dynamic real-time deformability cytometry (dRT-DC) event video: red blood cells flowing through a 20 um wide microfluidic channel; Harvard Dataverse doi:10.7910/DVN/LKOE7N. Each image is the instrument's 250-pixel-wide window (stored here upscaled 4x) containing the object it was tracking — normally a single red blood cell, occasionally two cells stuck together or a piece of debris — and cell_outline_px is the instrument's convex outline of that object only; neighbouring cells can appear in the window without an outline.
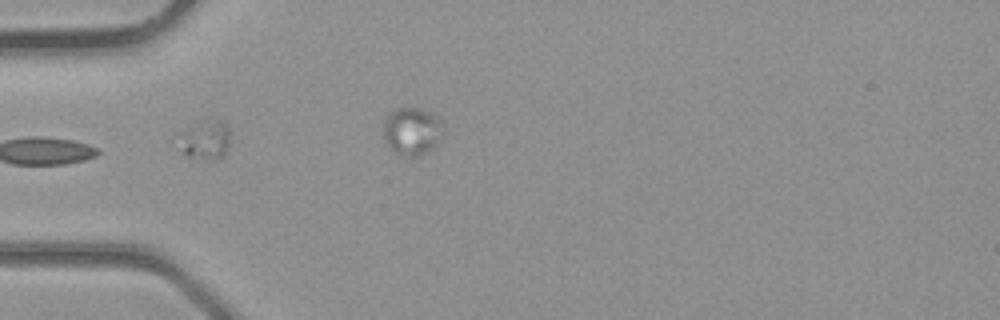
{"species": "common noctule bat (a hibernating species)", "species_latin": "Nyctalus noctula", "temperature_condition": "room temperature", "stored_images_in_passage": 11, "camera_frame_rate_fps": 3000, "um_per_image_px": 0.085, "animal": {"sex": "male", "body_mass_g": 23.1, "forearm_length_mm": 52.7}, "frame": {"image": 1, "passage_image": 1, "time_ms": 0.0, "image_size_px": [1000, 320], "cell_outline_px": [[232, 132], [228, 148], [224, 156], [188, 156], [184, 152], [180, 132], [204, 116], [220, 120]], "centroid_in_image_um": [17.53, 11.74], "position_along_channel_um": 67.5, "area_um2": 11.5}}
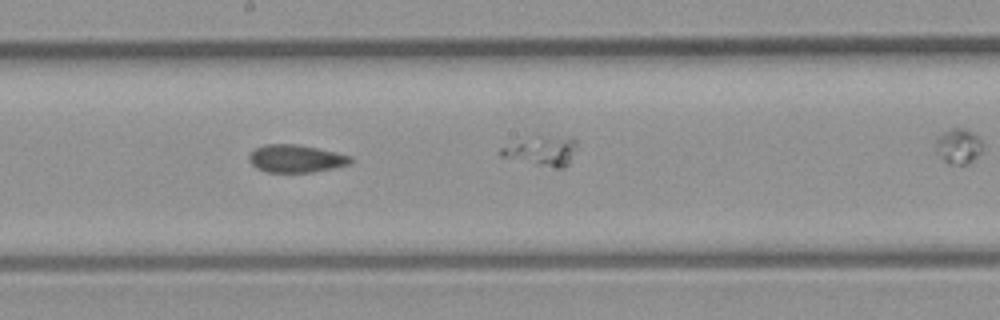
{"frame": {"image": 2, "passage_image": 9, "time_ms": 2.667, "image_size_px": [1000, 320], "cell_outline_px": [[352, 164], [312, 172], [268, 172], [256, 168], [248, 160], [248, 156], [256, 148], [264, 144], [296, 144], [336, 152], [352, 156]], "centroid_in_image_um": [25.16, 13.48], "position_along_channel_um": 223.0, "area_um2": 16.36}}